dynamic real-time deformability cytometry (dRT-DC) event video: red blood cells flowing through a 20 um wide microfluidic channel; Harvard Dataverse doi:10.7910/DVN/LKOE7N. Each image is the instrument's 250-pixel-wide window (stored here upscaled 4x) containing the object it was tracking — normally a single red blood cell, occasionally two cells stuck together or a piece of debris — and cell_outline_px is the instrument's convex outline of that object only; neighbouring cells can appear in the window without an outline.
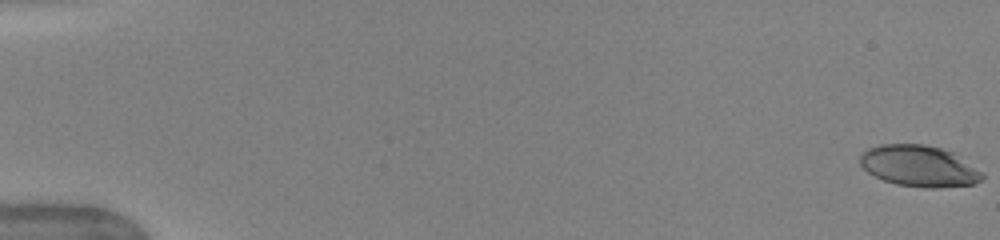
{"species": "human", "species_latin": "Homo sapiens", "temperature_condition": "warm", "stored_images_in_passage": 51, "camera_frame_rate_fps": 3000, "um_per_image_px": 0.085, "donor": {"sex": "female"}, "frame": {"image": 1, "passage_image": 1, "time_ms": 0.0, "image_size_px": [1000, 240], "cell_outline_px": [[984, 176], [976, 184], [936, 188], [924, 188], [896, 184], [884, 180], [868, 172], [860, 164], [860, 156], [868, 148], [880, 144], [924, 144], [940, 148], [952, 152], [984, 172]], "centroid_in_image_um": [78.14, 14.12], "position_along_channel_um": 6.9, "area_um2": 29.36}}
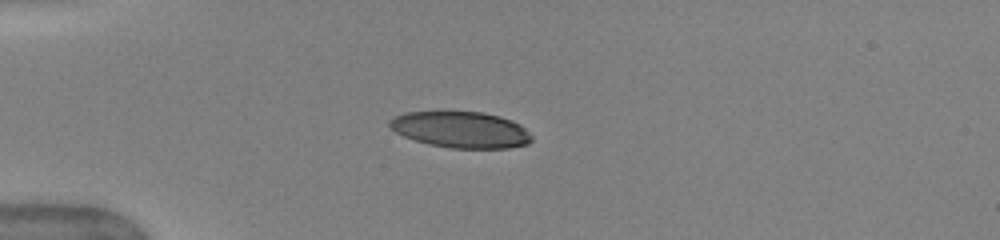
{"frame": {"image": 2, "passage_image": 15, "time_ms": 4.667, "image_size_px": [1000, 240], "cell_outline_px": [[532, 140], [528, 144], [508, 148], [452, 148], [428, 144], [404, 136], [396, 132], [388, 124], [388, 120], [404, 112], [444, 108], [480, 112], [500, 116], [512, 120], [520, 124], [532, 136]], "centroid_in_image_um": [39.13, 10.97], "position_along_channel_um": 45.9, "area_um2": 30.98}}
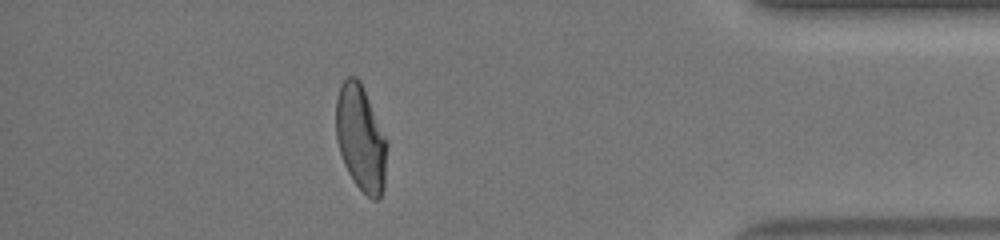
{"frame": {"image": 3, "passage_image": 46, "time_ms": 15.0, "image_size_px": [1000, 240], "cell_outline_px": [[388, 144], [384, 188], [380, 196], [376, 200], [372, 200], [356, 184], [348, 172], [344, 164], [336, 140], [336, 100], [340, 84], [348, 76], [356, 76], [360, 80]], "centroid_in_image_um": [30.66, 11.75], "position_along_channel_um": 404.5, "area_um2": 31.39}, "authors_computed_cell_mechanics": {"area_um2": 31.5588, "velocity_mm_per_s": 4.0592, "shape_relaxation_time_tau1_ms": 4.484, "shape_relaxation_time_tau2_ms": 0.9997, "deformation_change_tau1": 0.1948, "deformation_change_tau2": 0.0649}}